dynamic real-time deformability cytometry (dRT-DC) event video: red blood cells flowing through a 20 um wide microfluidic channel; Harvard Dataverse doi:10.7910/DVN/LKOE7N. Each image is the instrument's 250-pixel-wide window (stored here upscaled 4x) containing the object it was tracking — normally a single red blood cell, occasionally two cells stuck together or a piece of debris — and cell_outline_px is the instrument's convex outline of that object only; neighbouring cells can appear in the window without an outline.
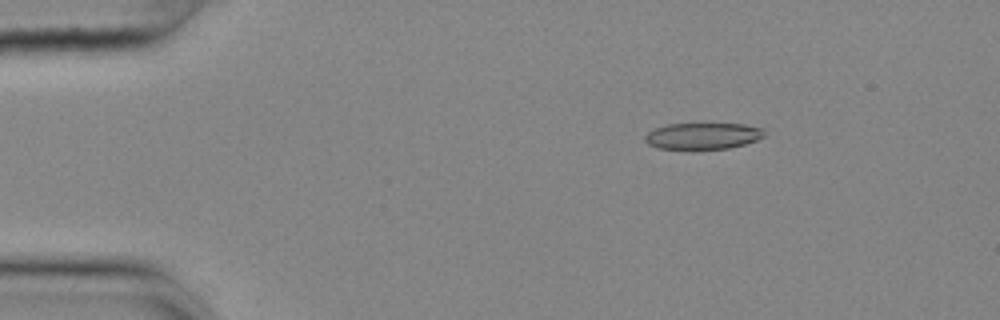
{"species": "common noctule bat (a hibernating species)", "species_latin": "Nyctalus noctula", "temperature_condition": "cold", "stored_images_in_passage": 48, "camera_frame_rate_fps": 3000, "um_per_image_px": 0.085, "animal": {"sex": "female", "body_mass_g": 25.1}, "frame": {"image": 1, "passage_image": 1, "time_ms": 0.0, "image_size_px": [1000, 320], "cell_outline_px": [[764, 136], [756, 140], [744, 144], [728, 148], [656, 148], [648, 144], [644, 140], [644, 136], [648, 132], [656, 128], [668, 124], [744, 124], [764, 128]], "centroid_in_image_um": [59.74, 11.54], "position_along_channel_um": 25.3, "area_um2": 18.09}}
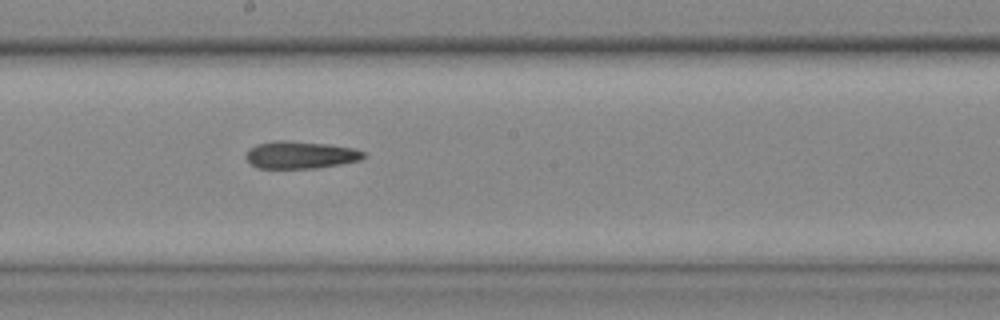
{"frame": {"image": 2, "passage_image": 23, "time_ms": 7.333, "image_size_px": [1000, 320], "cell_outline_px": [[364, 156], [360, 160], [340, 164], [316, 168], [256, 168], [244, 156], [256, 144], [272, 140], [288, 140], [328, 144], [352, 148], [364, 152]], "centroid_in_image_um": [25.51, 13.16], "position_along_channel_um": 222.7, "area_um2": 18.67}}
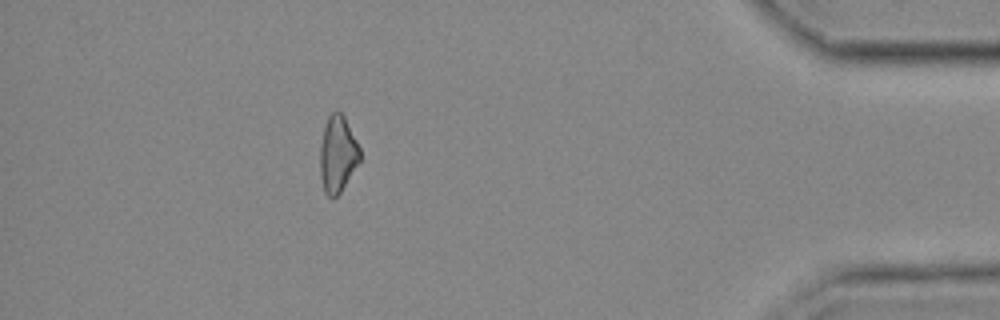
{"frame": {"image": 3, "passage_image": 42, "time_ms": 13.667, "image_size_px": [1000, 320], "cell_outline_px": [[360, 160], [340, 192], [332, 200], [324, 192], [320, 176], [320, 144], [324, 128], [328, 116], [336, 108], [344, 116], [360, 148]], "centroid_in_image_um": [28.68, 13.1], "position_along_channel_um": 406.5, "area_um2": 17.74}, "authors_computed_cell_mechanics": {"area_um2": 18.9295, "velocity_mm_per_s": 3.6493, "shape_relaxation_time_tau1_ms": null, "shape_relaxation_time_tau2_ms": 4.805, "deformation_change_tau1": null, "deformation_change_tau2": 0.148}}